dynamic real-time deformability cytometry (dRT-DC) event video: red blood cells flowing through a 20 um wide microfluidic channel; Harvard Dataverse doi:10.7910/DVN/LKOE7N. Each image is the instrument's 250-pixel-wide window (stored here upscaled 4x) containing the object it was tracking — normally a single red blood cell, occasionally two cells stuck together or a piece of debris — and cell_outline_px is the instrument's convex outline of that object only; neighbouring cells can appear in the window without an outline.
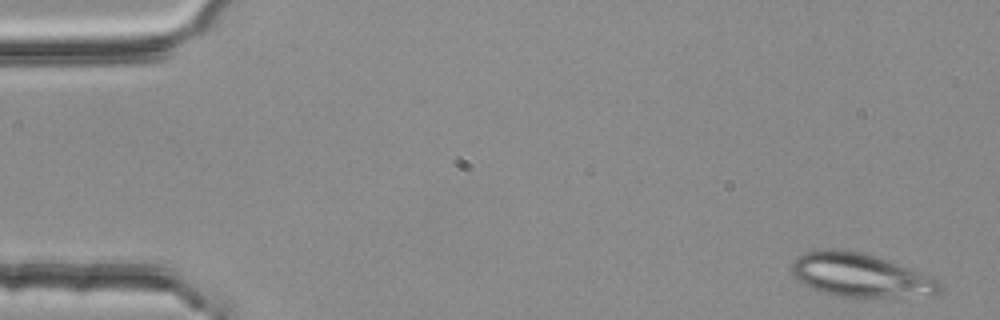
{"species": "common noctule bat (a hibernating species)", "species_latin": "Nyctalus noctula", "temperature_condition": "room temperature", "stored_images_in_passage": 5, "camera_frame_rate_fps": 3000, "um_per_image_px": 0.085, "animal": {"sex": "female", "body_mass_g": 25.1}, "frame": {"image": 1, "passage_image": 1, "time_ms": 0.0, "image_size_px": [1000, 320], "cell_outline_px": [[944, 288], [940, 292], [932, 296], [900, 300], [864, 300], [836, 296], [820, 292], [800, 284], [792, 272], [792, 264], [796, 256], [804, 252], [828, 248], [844, 248], [864, 252], [920, 272], [940, 280]], "centroid_in_image_um": [73.21, 23.47], "position_along_channel_um": 11.8, "area_um2": 39.82}}